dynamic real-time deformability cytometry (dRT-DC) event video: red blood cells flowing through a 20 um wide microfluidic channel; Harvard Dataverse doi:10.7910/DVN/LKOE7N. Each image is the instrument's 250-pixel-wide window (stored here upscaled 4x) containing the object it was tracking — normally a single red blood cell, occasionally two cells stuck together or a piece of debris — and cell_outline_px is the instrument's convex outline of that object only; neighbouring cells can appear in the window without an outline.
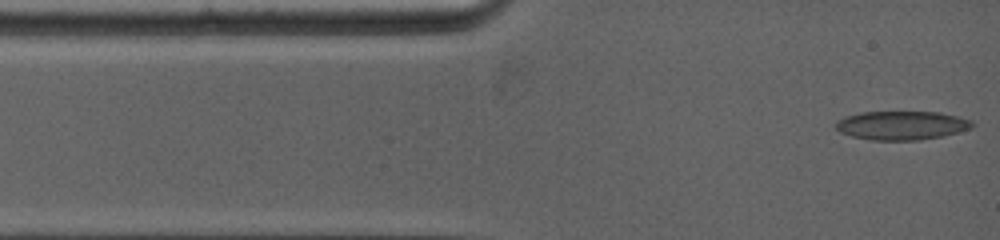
{"species": "common noctule bat (a hibernating species)", "species_latin": "Nyctalus noctula", "temperature_condition": "warm", "stored_images_in_passage": 60, "camera_frame_rate_fps": 5000, "um_per_image_px": 0.085, "animal": {"sex": "female", "body_mass_g": 19.0, "forearm_length_mm": 53.3}, "frame": {"image": 1, "passage_image": 1, "time_ms": 0.0, "image_size_px": [1000, 240], "cell_outline_px": [[972, 128], [940, 136], [916, 140], [872, 140], [852, 136], [840, 132], [836, 128], [836, 120], [844, 116], [860, 112], [940, 112], [960, 116], [972, 120]], "centroid_in_image_um": [76.62, 10.64], "position_along_channel_um": 8.4, "area_um2": 22.83}}
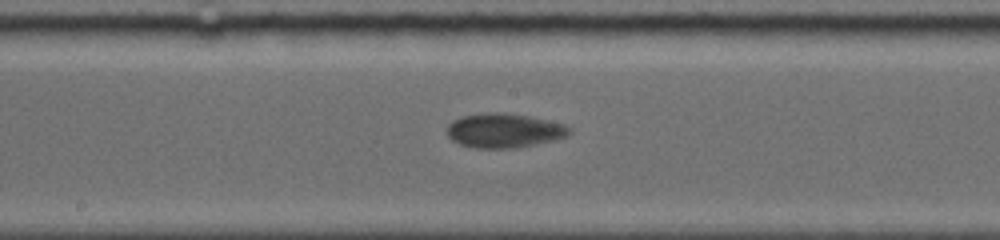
{"frame": {"image": 2, "passage_image": 28, "time_ms": 6.2, "image_size_px": [1000, 240], "cell_outline_px": [[568, 132], [564, 136], [532, 144], [508, 148], [476, 148], [460, 144], [452, 140], [448, 136], [448, 124], [452, 120], [460, 116], [488, 112], [500, 112], [528, 116], [560, 124], [568, 128]], "centroid_in_image_um": [42.7, 11.08], "position_along_channel_um": 205.5, "area_um2": 23.64}}
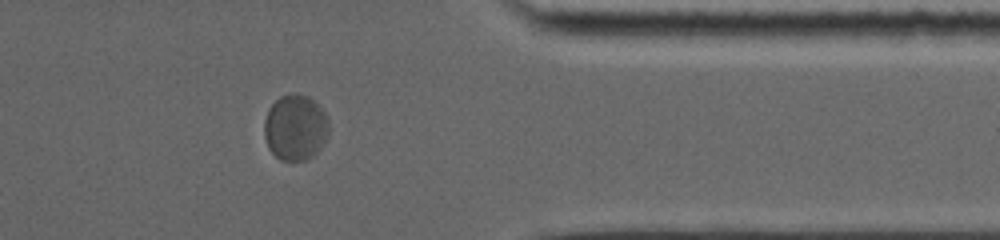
{"frame": {"image": 3, "passage_image": 50, "time_ms": 11.2, "image_size_px": [1000, 240], "cell_outline_px": [[328, 132], [324, 140], [316, 152], [312, 156], [304, 160], [280, 160], [268, 148], [264, 136], [264, 124], [268, 108], [280, 96], [292, 92], [308, 96], [324, 112], [328, 124]], "centroid_in_image_um": [25.06, 10.82], "position_along_channel_um": 386.3, "area_um2": 24.51}, "authors_computed_cell_mechanics": {"area_um2": 22.9177, "velocity_mm_per_s": 3.8817, "shape_relaxation_time_tau1_ms": 7.0199, "shape_relaxation_time_tau2_ms": null, "deformation_change_tau1": 0.1626, "deformation_change_tau2": null}}